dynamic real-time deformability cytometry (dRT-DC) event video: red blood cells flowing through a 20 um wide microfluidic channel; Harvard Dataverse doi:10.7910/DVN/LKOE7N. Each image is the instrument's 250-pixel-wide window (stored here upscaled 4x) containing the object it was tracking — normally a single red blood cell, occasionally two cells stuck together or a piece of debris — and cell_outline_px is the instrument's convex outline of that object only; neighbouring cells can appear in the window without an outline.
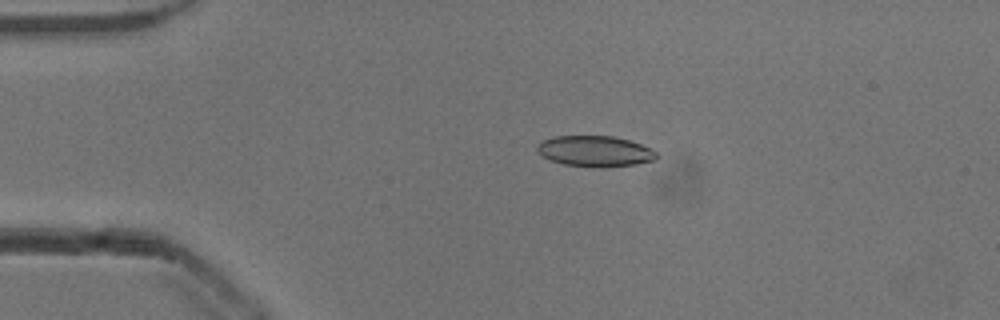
{"species": "common noctule bat (a hibernating species)", "species_latin": "Nyctalus noctula", "temperature_condition": "cold", "stored_images_in_passage": 48, "camera_frame_rate_fps": 3000, "um_per_image_px": 0.085, "animal": {"sex": "male", "body_mass_g": 13.3}, "frame": {"image": 1, "passage_image": 6, "time_ms": 1.667, "image_size_px": [1000, 320], "cell_outline_px": [[660, 156], [656, 160], [636, 164], [600, 168], [564, 164], [548, 160], [536, 148], [536, 144], [544, 140], [556, 136], [612, 136], [628, 140], [640, 144], [656, 152]], "centroid_in_image_um": [50.59, 12.86], "position_along_channel_um": 34.4, "area_um2": 21.39}}
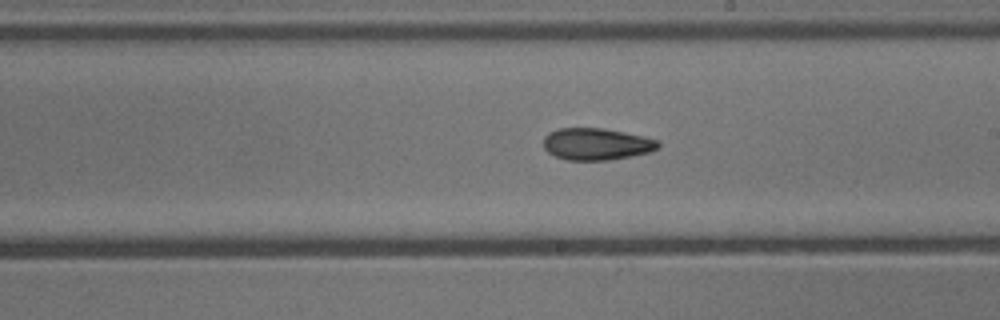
{"frame": {"image": 2, "passage_image": 25, "time_ms": 8.0, "image_size_px": [1000, 320], "cell_outline_px": [[660, 148], [652, 152], [608, 160], [568, 160], [556, 156], [548, 152], [544, 148], [544, 136], [548, 132], [560, 128], [604, 128], [644, 136], [656, 140], [660, 144]], "centroid_in_image_um": [50.71, 12.24], "position_along_channel_um": 238.3, "area_um2": 21.39}}
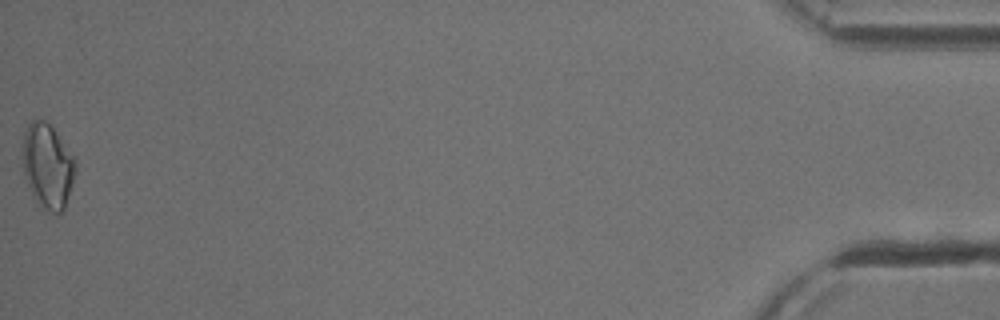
{"frame": {"image": 3, "passage_image": 48, "time_ms": 15.667, "image_size_px": [1000, 320], "cell_outline_px": [[76, 172], [64, 208], [56, 216], [48, 212], [36, 204], [32, 196], [24, 176], [20, 156], [24, 132], [28, 124], [32, 120], [44, 120], [56, 132], [76, 160]], "centroid_in_image_um": [4.01, 14.15], "position_along_channel_um": 431.2, "area_um2": 26.65}, "authors_computed_cell_mechanics": {"area_um2": 21.4727, "velocity_mm_per_s": 3.8523, "shape_relaxation_time_tau1_ms": 4.428, "shape_relaxation_time_tau2_ms": 4.7456, "deformation_change_tau1": 0.0963, "deformation_change_tau2": 0.1128}}